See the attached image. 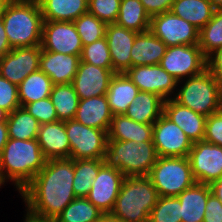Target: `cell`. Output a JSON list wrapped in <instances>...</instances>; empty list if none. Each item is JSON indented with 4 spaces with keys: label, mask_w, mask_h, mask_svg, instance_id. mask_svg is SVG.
<instances>
[{
    "label": "cell",
    "mask_w": 222,
    "mask_h": 222,
    "mask_svg": "<svg viewBox=\"0 0 222 222\" xmlns=\"http://www.w3.org/2000/svg\"><path fill=\"white\" fill-rule=\"evenodd\" d=\"M2 20L11 48L41 45L44 20L39 3L11 0Z\"/></svg>",
    "instance_id": "277c9868"
},
{
    "label": "cell",
    "mask_w": 222,
    "mask_h": 222,
    "mask_svg": "<svg viewBox=\"0 0 222 222\" xmlns=\"http://www.w3.org/2000/svg\"><path fill=\"white\" fill-rule=\"evenodd\" d=\"M11 0H0V18H2L3 13Z\"/></svg>",
    "instance_id": "f5cc1de1"
},
{
    "label": "cell",
    "mask_w": 222,
    "mask_h": 222,
    "mask_svg": "<svg viewBox=\"0 0 222 222\" xmlns=\"http://www.w3.org/2000/svg\"><path fill=\"white\" fill-rule=\"evenodd\" d=\"M159 197L148 176H127L110 215L122 222H148Z\"/></svg>",
    "instance_id": "3957f363"
},
{
    "label": "cell",
    "mask_w": 222,
    "mask_h": 222,
    "mask_svg": "<svg viewBox=\"0 0 222 222\" xmlns=\"http://www.w3.org/2000/svg\"><path fill=\"white\" fill-rule=\"evenodd\" d=\"M166 49L165 43L150 30L138 33L130 52L132 67L160 64Z\"/></svg>",
    "instance_id": "603a6c76"
},
{
    "label": "cell",
    "mask_w": 222,
    "mask_h": 222,
    "mask_svg": "<svg viewBox=\"0 0 222 222\" xmlns=\"http://www.w3.org/2000/svg\"><path fill=\"white\" fill-rule=\"evenodd\" d=\"M103 215L86 197H76L55 218V222H97Z\"/></svg>",
    "instance_id": "e575fe53"
},
{
    "label": "cell",
    "mask_w": 222,
    "mask_h": 222,
    "mask_svg": "<svg viewBox=\"0 0 222 222\" xmlns=\"http://www.w3.org/2000/svg\"><path fill=\"white\" fill-rule=\"evenodd\" d=\"M19 107L18 86L0 75V108L10 114Z\"/></svg>",
    "instance_id": "b9f144b4"
},
{
    "label": "cell",
    "mask_w": 222,
    "mask_h": 222,
    "mask_svg": "<svg viewBox=\"0 0 222 222\" xmlns=\"http://www.w3.org/2000/svg\"><path fill=\"white\" fill-rule=\"evenodd\" d=\"M163 103L157 94L139 91L124 115L138 123L154 124L163 114Z\"/></svg>",
    "instance_id": "4316f807"
},
{
    "label": "cell",
    "mask_w": 222,
    "mask_h": 222,
    "mask_svg": "<svg viewBox=\"0 0 222 222\" xmlns=\"http://www.w3.org/2000/svg\"><path fill=\"white\" fill-rule=\"evenodd\" d=\"M24 108L39 122V124L58 121L56 110L49 97L28 103Z\"/></svg>",
    "instance_id": "60d3db41"
},
{
    "label": "cell",
    "mask_w": 222,
    "mask_h": 222,
    "mask_svg": "<svg viewBox=\"0 0 222 222\" xmlns=\"http://www.w3.org/2000/svg\"><path fill=\"white\" fill-rule=\"evenodd\" d=\"M45 158L37 139L9 138L0 155V181L10 180L19 193L44 168Z\"/></svg>",
    "instance_id": "7a4b0ae2"
},
{
    "label": "cell",
    "mask_w": 222,
    "mask_h": 222,
    "mask_svg": "<svg viewBox=\"0 0 222 222\" xmlns=\"http://www.w3.org/2000/svg\"><path fill=\"white\" fill-rule=\"evenodd\" d=\"M112 117L106 95H103L79 99L74 119L85 126L108 131Z\"/></svg>",
    "instance_id": "7402d4cb"
},
{
    "label": "cell",
    "mask_w": 222,
    "mask_h": 222,
    "mask_svg": "<svg viewBox=\"0 0 222 222\" xmlns=\"http://www.w3.org/2000/svg\"><path fill=\"white\" fill-rule=\"evenodd\" d=\"M52 80L43 72L29 74L19 85V103L24 107L28 103L39 101L50 96L53 88Z\"/></svg>",
    "instance_id": "f546056e"
},
{
    "label": "cell",
    "mask_w": 222,
    "mask_h": 222,
    "mask_svg": "<svg viewBox=\"0 0 222 222\" xmlns=\"http://www.w3.org/2000/svg\"><path fill=\"white\" fill-rule=\"evenodd\" d=\"M163 114L178 125L192 143L204 139L207 118L205 115L194 112L190 108L179 104L173 98L164 101Z\"/></svg>",
    "instance_id": "ffe728a7"
},
{
    "label": "cell",
    "mask_w": 222,
    "mask_h": 222,
    "mask_svg": "<svg viewBox=\"0 0 222 222\" xmlns=\"http://www.w3.org/2000/svg\"><path fill=\"white\" fill-rule=\"evenodd\" d=\"M8 117V113L0 108V122H6Z\"/></svg>",
    "instance_id": "11a10c76"
},
{
    "label": "cell",
    "mask_w": 222,
    "mask_h": 222,
    "mask_svg": "<svg viewBox=\"0 0 222 222\" xmlns=\"http://www.w3.org/2000/svg\"><path fill=\"white\" fill-rule=\"evenodd\" d=\"M74 24L83 46L105 37L106 24L89 12L79 16Z\"/></svg>",
    "instance_id": "8d00e7d4"
},
{
    "label": "cell",
    "mask_w": 222,
    "mask_h": 222,
    "mask_svg": "<svg viewBox=\"0 0 222 222\" xmlns=\"http://www.w3.org/2000/svg\"><path fill=\"white\" fill-rule=\"evenodd\" d=\"M107 133L108 140H131L134 143L152 141L153 124L138 123L124 114L113 115Z\"/></svg>",
    "instance_id": "484cf974"
},
{
    "label": "cell",
    "mask_w": 222,
    "mask_h": 222,
    "mask_svg": "<svg viewBox=\"0 0 222 222\" xmlns=\"http://www.w3.org/2000/svg\"><path fill=\"white\" fill-rule=\"evenodd\" d=\"M11 46L9 44L2 18H0V58L6 55L10 50Z\"/></svg>",
    "instance_id": "7dc6e473"
},
{
    "label": "cell",
    "mask_w": 222,
    "mask_h": 222,
    "mask_svg": "<svg viewBox=\"0 0 222 222\" xmlns=\"http://www.w3.org/2000/svg\"><path fill=\"white\" fill-rule=\"evenodd\" d=\"M80 56L46 51L41 47L39 70L43 71L54 85L72 83L81 61Z\"/></svg>",
    "instance_id": "d6986e66"
},
{
    "label": "cell",
    "mask_w": 222,
    "mask_h": 222,
    "mask_svg": "<svg viewBox=\"0 0 222 222\" xmlns=\"http://www.w3.org/2000/svg\"><path fill=\"white\" fill-rule=\"evenodd\" d=\"M65 129L70 142L71 159H106L107 130L85 126L75 119L65 121Z\"/></svg>",
    "instance_id": "ba28073f"
},
{
    "label": "cell",
    "mask_w": 222,
    "mask_h": 222,
    "mask_svg": "<svg viewBox=\"0 0 222 222\" xmlns=\"http://www.w3.org/2000/svg\"><path fill=\"white\" fill-rule=\"evenodd\" d=\"M80 59L82 62L90 63L97 67L112 68V60L106 37L83 46Z\"/></svg>",
    "instance_id": "f35d334b"
},
{
    "label": "cell",
    "mask_w": 222,
    "mask_h": 222,
    "mask_svg": "<svg viewBox=\"0 0 222 222\" xmlns=\"http://www.w3.org/2000/svg\"><path fill=\"white\" fill-rule=\"evenodd\" d=\"M23 2H33V3H40L42 0H19Z\"/></svg>",
    "instance_id": "9f6ffc18"
},
{
    "label": "cell",
    "mask_w": 222,
    "mask_h": 222,
    "mask_svg": "<svg viewBox=\"0 0 222 222\" xmlns=\"http://www.w3.org/2000/svg\"><path fill=\"white\" fill-rule=\"evenodd\" d=\"M152 140L158 157H188L193 145L185 132L164 114L153 124Z\"/></svg>",
    "instance_id": "7c38bea8"
},
{
    "label": "cell",
    "mask_w": 222,
    "mask_h": 222,
    "mask_svg": "<svg viewBox=\"0 0 222 222\" xmlns=\"http://www.w3.org/2000/svg\"><path fill=\"white\" fill-rule=\"evenodd\" d=\"M158 156L152 141L108 140L106 162L127 176H148Z\"/></svg>",
    "instance_id": "8992f818"
},
{
    "label": "cell",
    "mask_w": 222,
    "mask_h": 222,
    "mask_svg": "<svg viewBox=\"0 0 222 222\" xmlns=\"http://www.w3.org/2000/svg\"><path fill=\"white\" fill-rule=\"evenodd\" d=\"M212 193L219 199V201L222 203V178L218 179L217 181H214L210 185Z\"/></svg>",
    "instance_id": "681fc988"
},
{
    "label": "cell",
    "mask_w": 222,
    "mask_h": 222,
    "mask_svg": "<svg viewBox=\"0 0 222 222\" xmlns=\"http://www.w3.org/2000/svg\"><path fill=\"white\" fill-rule=\"evenodd\" d=\"M139 91V88L125 73H116L111 79L106 93L112 115L125 114Z\"/></svg>",
    "instance_id": "d4e9b609"
},
{
    "label": "cell",
    "mask_w": 222,
    "mask_h": 222,
    "mask_svg": "<svg viewBox=\"0 0 222 222\" xmlns=\"http://www.w3.org/2000/svg\"><path fill=\"white\" fill-rule=\"evenodd\" d=\"M204 222H222V203L211 193L206 204Z\"/></svg>",
    "instance_id": "ee69618b"
},
{
    "label": "cell",
    "mask_w": 222,
    "mask_h": 222,
    "mask_svg": "<svg viewBox=\"0 0 222 222\" xmlns=\"http://www.w3.org/2000/svg\"><path fill=\"white\" fill-rule=\"evenodd\" d=\"M9 140V134L6 122H0V155L4 149V146Z\"/></svg>",
    "instance_id": "c3c4849f"
},
{
    "label": "cell",
    "mask_w": 222,
    "mask_h": 222,
    "mask_svg": "<svg viewBox=\"0 0 222 222\" xmlns=\"http://www.w3.org/2000/svg\"><path fill=\"white\" fill-rule=\"evenodd\" d=\"M207 69L213 74L222 91V48L207 58Z\"/></svg>",
    "instance_id": "bcb514c9"
},
{
    "label": "cell",
    "mask_w": 222,
    "mask_h": 222,
    "mask_svg": "<svg viewBox=\"0 0 222 222\" xmlns=\"http://www.w3.org/2000/svg\"><path fill=\"white\" fill-rule=\"evenodd\" d=\"M49 98L55 107L58 120L67 121L74 119L79 97L72 83L53 85Z\"/></svg>",
    "instance_id": "836d02e7"
},
{
    "label": "cell",
    "mask_w": 222,
    "mask_h": 222,
    "mask_svg": "<svg viewBox=\"0 0 222 222\" xmlns=\"http://www.w3.org/2000/svg\"><path fill=\"white\" fill-rule=\"evenodd\" d=\"M203 140L222 147V110L206 118Z\"/></svg>",
    "instance_id": "7bdbcfd3"
},
{
    "label": "cell",
    "mask_w": 222,
    "mask_h": 222,
    "mask_svg": "<svg viewBox=\"0 0 222 222\" xmlns=\"http://www.w3.org/2000/svg\"><path fill=\"white\" fill-rule=\"evenodd\" d=\"M74 159H49L44 168L20 193L26 211L54 219L73 201Z\"/></svg>",
    "instance_id": "6da1fadb"
},
{
    "label": "cell",
    "mask_w": 222,
    "mask_h": 222,
    "mask_svg": "<svg viewBox=\"0 0 222 222\" xmlns=\"http://www.w3.org/2000/svg\"><path fill=\"white\" fill-rule=\"evenodd\" d=\"M193 176L197 183L211 185L222 178V147L205 140L194 142L189 151Z\"/></svg>",
    "instance_id": "8fae6325"
},
{
    "label": "cell",
    "mask_w": 222,
    "mask_h": 222,
    "mask_svg": "<svg viewBox=\"0 0 222 222\" xmlns=\"http://www.w3.org/2000/svg\"><path fill=\"white\" fill-rule=\"evenodd\" d=\"M183 80L173 97L176 102L206 117L222 110L220 85L208 69Z\"/></svg>",
    "instance_id": "5b68a950"
},
{
    "label": "cell",
    "mask_w": 222,
    "mask_h": 222,
    "mask_svg": "<svg viewBox=\"0 0 222 222\" xmlns=\"http://www.w3.org/2000/svg\"><path fill=\"white\" fill-rule=\"evenodd\" d=\"M121 0H88V12L107 24L116 22Z\"/></svg>",
    "instance_id": "ab89813d"
},
{
    "label": "cell",
    "mask_w": 222,
    "mask_h": 222,
    "mask_svg": "<svg viewBox=\"0 0 222 222\" xmlns=\"http://www.w3.org/2000/svg\"><path fill=\"white\" fill-rule=\"evenodd\" d=\"M106 163V159L74 160L73 191L76 197L89 195L93 180Z\"/></svg>",
    "instance_id": "1f68e13d"
},
{
    "label": "cell",
    "mask_w": 222,
    "mask_h": 222,
    "mask_svg": "<svg viewBox=\"0 0 222 222\" xmlns=\"http://www.w3.org/2000/svg\"><path fill=\"white\" fill-rule=\"evenodd\" d=\"M115 74L112 68L97 67L80 61L72 85L79 99L103 96Z\"/></svg>",
    "instance_id": "e0dca14e"
},
{
    "label": "cell",
    "mask_w": 222,
    "mask_h": 222,
    "mask_svg": "<svg viewBox=\"0 0 222 222\" xmlns=\"http://www.w3.org/2000/svg\"><path fill=\"white\" fill-rule=\"evenodd\" d=\"M6 124L9 138L37 139L40 124L24 107H19L8 114Z\"/></svg>",
    "instance_id": "d6a6232c"
},
{
    "label": "cell",
    "mask_w": 222,
    "mask_h": 222,
    "mask_svg": "<svg viewBox=\"0 0 222 222\" xmlns=\"http://www.w3.org/2000/svg\"><path fill=\"white\" fill-rule=\"evenodd\" d=\"M215 9L209 0H175L171 12L201 30L212 18Z\"/></svg>",
    "instance_id": "f1b7e54d"
},
{
    "label": "cell",
    "mask_w": 222,
    "mask_h": 222,
    "mask_svg": "<svg viewBox=\"0 0 222 222\" xmlns=\"http://www.w3.org/2000/svg\"><path fill=\"white\" fill-rule=\"evenodd\" d=\"M97 222H122L110 214H104Z\"/></svg>",
    "instance_id": "816d5d0a"
},
{
    "label": "cell",
    "mask_w": 222,
    "mask_h": 222,
    "mask_svg": "<svg viewBox=\"0 0 222 222\" xmlns=\"http://www.w3.org/2000/svg\"><path fill=\"white\" fill-rule=\"evenodd\" d=\"M199 47L206 58L222 48V9L199 31Z\"/></svg>",
    "instance_id": "d590c367"
},
{
    "label": "cell",
    "mask_w": 222,
    "mask_h": 222,
    "mask_svg": "<svg viewBox=\"0 0 222 222\" xmlns=\"http://www.w3.org/2000/svg\"><path fill=\"white\" fill-rule=\"evenodd\" d=\"M148 222H182L179 199L177 197L160 196L151 210Z\"/></svg>",
    "instance_id": "74e56055"
},
{
    "label": "cell",
    "mask_w": 222,
    "mask_h": 222,
    "mask_svg": "<svg viewBox=\"0 0 222 222\" xmlns=\"http://www.w3.org/2000/svg\"><path fill=\"white\" fill-rule=\"evenodd\" d=\"M38 144L47 160L70 158V142L65 121L45 123L39 126Z\"/></svg>",
    "instance_id": "44dd1931"
},
{
    "label": "cell",
    "mask_w": 222,
    "mask_h": 222,
    "mask_svg": "<svg viewBox=\"0 0 222 222\" xmlns=\"http://www.w3.org/2000/svg\"><path fill=\"white\" fill-rule=\"evenodd\" d=\"M39 4L44 21L74 22L88 12V0H42Z\"/></svg>",
    "instance_id": "83f0119b"
},
{
    "label": "cell",
    "mask_w": 222,
    "mask_h": 222,
    "mask_svg": "<svg viewBox=\"0 0 222 222\" xmlns=\"http://www.w3.org/2000/svg\"><path fill=\"white\" fill-rule=\"evenodd\" d=\"M41 45L12 48L0 58V75L19 85L29 74L39 70Z\"/></svg>",
    "instance_id": "9a60e30c"
},
{
    "label": "cell",
    "mask_w": 222,
    "mask_h": 222,
    "mask_svg": "<svg viewBox=\"0 0 222 222\" xmlns=\"http://www.w3.org/2000/svg\"><path fill=\"white\" fill-rule=\"evenodd\" d=\"M150 17L171 11L175 0H139Z\"/></svg>",
    "instance_id": "f6af8a7d"
},
{
    "label": "cell",
    "mask_w": 222,
    "mask_h": 222,
    "mask_svg": "<svg viewBox=\"0 0 222 222\" xmlns=\"http://www.w3.org/2000/svg\"><path fill=\"white\" fill-rule=\"evenodd\" d=\"M151 17L139 0H121L116 24L137 33L150 30Z\"/></svg>",
    "instance_id": "4dcf8cb0"
},
{
    "label": "cell",
    "mask_w": 222,
    "mask_h": 222,
    "mask_svg": "<svg viewBox=\"0 0 222 222\" xmlns=\"http://www.w3.org/2000/svg\"><path fill=\"white\" fill-rule=\"evenodd\" d=\"M137 34L116 23L106 25L105 37L112 60V70L115 73H125L132 67L130 52Z\"/></svg>",
    "instance_id": "ac0fdd59"
},
{
    "label": "cell",
    "mask_w": 222,
    "mask_h": 222,
    "mask_svg": "<svg viewBox=\"0 0 222 222\" xmlns=\"http://www.w3.org/2000/svg\"><path fill=\"white\" fill-rule=\"evenodd\" d=\"M125 74L140 91L157 94L164 101L171 99L178 80L158 65H141L129 68Z\"/></svg>",
    "instance_id": "4fadbf2b"
},
{
    "label": "cell",
    "mask_w": 222,
    "mask_h": 222,
    "mask_svg": "<svg viewBox=\"0 0 222 222\" xmlns=\"http://www.w3.org/2000/svg\"><path fill=\"white\" fill-rule=\"evenodd\" d=\"M159 196L177 197L196 183L188 157H158L148 174Z\"/></svg>",
    "instance_id": "52a82bcc"
},
{
    "label": "cell",
    "mask_w": 222,
    "mask_h": 222,
    "mask_svg": "<svg viewBox=\"0 0 222 222\" xmlns=\"http://www.w3.org/2000/svg\"><path fill=\"white\" fill-rule=\"evenodd\" d=\"M159 65L181 83L206 70L207 58L199 44L171 46L167 47Z\"/></svg>",
    "instance_id": "9c48e42d"
},
{
    "label": "cell",
    "mask_w": 222,
    "mask_h": 222,
    "mask_svg": "<svg viewBox=\"0 0 222 222\" xmlns=\"http://www.w3.org/2000/svg\"><path fill=\"white\" fill-rule=\"evenodd\" d=\"M215 10L222 9V0H209Z\"/></svg>",
    "instance_id": "db71d44e"
},
{
    "label": "cell",
    "mask_w": 222,
    "mask_h": 222,
    "mask_svg": "<svg viewBox=\"0 0 222 222\" xmlns=\"http://www.w3.org/2000/svg\"><path fill=\"white\" fill-rule=\"evenodd\" d=\"M211 193L210 185L197 182L180 193L177 198L181 204V221L204 222L206 204Z\"/></svg>",
    "instance_id": "cb8c5ba5"
},
{
    "label": "cell",
    "mask_w": 222,
    "mask_h": 222,
    "mask_svg": "<svg viewBox=\"0 0 222 222\" xmlns=\"http://www.w3.org/2000/svg\"><path fill=\"white\" fill-rule=\"evenodd\" d=\"M150 31L167 47L199 44V29L171 11L151 17Z\"/></svg>",
    "instance_id": "30bf717a"
},
{
    "label": "cell",
    "mask_w": 222,
    "mask_h": 222,
    "mask_svg": "<svg viewBox=\"0 0 222 222\" xmlns=\"http://www.w3.org/2000/svg\"><path fill=\"white\" fill-rule=\"evenodd\" d=\"M125 176L114 166L106 163L92 182L86 197L104 214H110L119 195Z\"/></svg>",
    "instance_id": "2e32d148"
},
{
    "label": "cell",
    "mask_w": 222,
    "mask_h": 222,
    "mask_svg": "<svg viewBox=\"0 0 222 222\" xmlns=\"http://www.w3.org/2000/svg\"><path fill=\"white\" fill-rule=\"evenodd\" d=\"M43 50L69 55H81L83 45L74 22L44 21Z\"/></svg>",
    "instance_id": "5bb4252c"
},
{
    "label": "cell",
    "mask_w": 222,
    "mask_h": 222,
    "mask_svg": "<svg viewBox=\"0 0 222 222\" xmlns=\"http://www.w3.org/2000/svg\"><path fill=\"white\" fill-rule=\"evenodd\" d=\"M26 215L24 216L25 220L24 222H55L54 219H47V218H41L38 216H35L33 214H31L30 212L26 211Z\"/></svg>",
    "instance_id": "f907efd6"
}]
</instances>
